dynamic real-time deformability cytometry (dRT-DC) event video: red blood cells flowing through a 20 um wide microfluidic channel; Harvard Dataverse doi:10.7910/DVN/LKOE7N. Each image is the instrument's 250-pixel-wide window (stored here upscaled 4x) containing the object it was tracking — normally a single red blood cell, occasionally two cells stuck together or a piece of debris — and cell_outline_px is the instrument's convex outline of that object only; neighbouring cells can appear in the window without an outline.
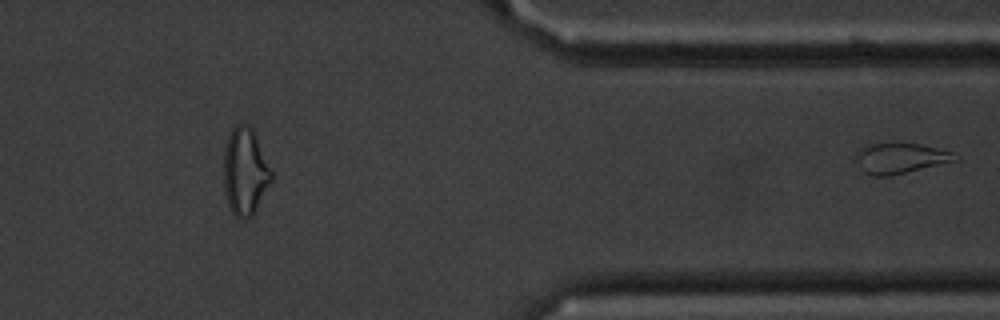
{"species": "common noctule bat (a hibernating species)", "species_latin": "Nyctalus noctula", "temperature_condition": "cold", "stored_images_in_passage": 45, "segment_of_instrument_passage": [2, 2], "camera_frame_rate_fps": 3000, "um_per_image_px": 0.085, "animal": {"sex": "male", "body_mass_g": 20.1, "forearm_length_mm": 53.5}, "frame": {"image": 1, "passage_image": 45, "time_ms": 14.667, "image_size_px": [1000, 320], "cell_outline_px": [[960, 160], [892, 176], [872, 176], [864, 172], [860, 168], [856, 156], [856, 152], [860, 148], [872, 144], [920, 144], [952, 152]], "centroid_in_image_um": [76.55, 13.48], "position_along_channel_um": 334.9, "area_um2": 17.46}}